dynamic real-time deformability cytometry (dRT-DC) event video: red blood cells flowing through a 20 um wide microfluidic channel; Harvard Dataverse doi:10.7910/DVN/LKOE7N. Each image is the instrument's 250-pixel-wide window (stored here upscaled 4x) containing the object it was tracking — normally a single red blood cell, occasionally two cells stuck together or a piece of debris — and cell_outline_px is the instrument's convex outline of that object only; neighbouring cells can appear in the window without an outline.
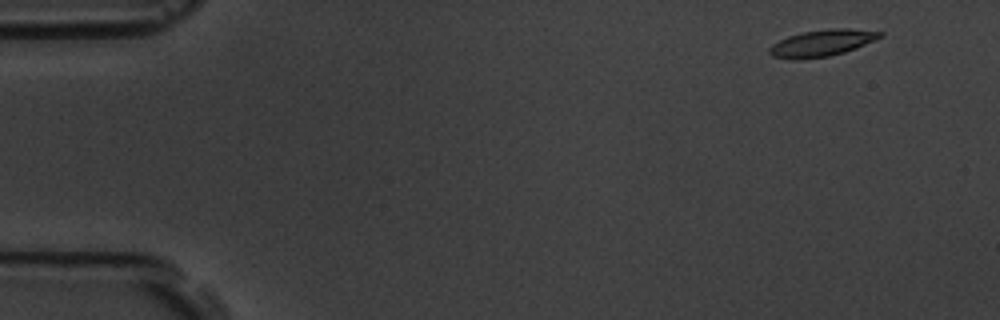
{"species": "common noctule bat (a hibernating species)", "species_latin": "Nyctalus noctula", "temperature_condition": "room temperature", "stored_images_in_passage": 8, "camera_frame_rate_fps": 3000, "um_per_image_px": 0.085, "animal": {"sex": "male", "body_mass_g": 19.5, "forearm_length_mm": 54.6}, "frame": {"image": 1, "passage_image": 1, "time_ms": 0.0, "image_size_px": [1000, 320], "cell_outline_px": [[884, 36], [876, 40], [856, 48], [844, 52], [828, 56], [800, 60], [792, 60], [772, 56], [768, 52], [768, 48], [772, 44], [788, 36], [804, 32], [828, 28], [848, 28], [884, 32]], "centroid_in_image_um": [69.87, 3.66], "position_along_channel_um": 15.1, "area_um2": 17.34}}
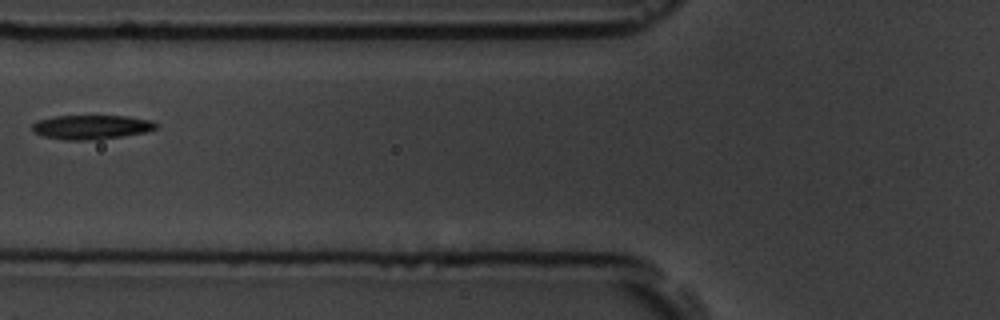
{"frame": {"image": 2, "passage_image": 6, "time_ms": 6.0, "image_size_px": [1000, 320], "cell_outline_px": [[160, 124], [156, 128], [144, 132], [100, 140], [64, 140], [44, 136], [32, 132], [32, 124], [36, 120], [56, 116], [128, 116], [152, 120]], "centroid_in_image_um": [7.76, 10.8], "position_along_channel_um": 118.0, "area_um2": 17.69}}
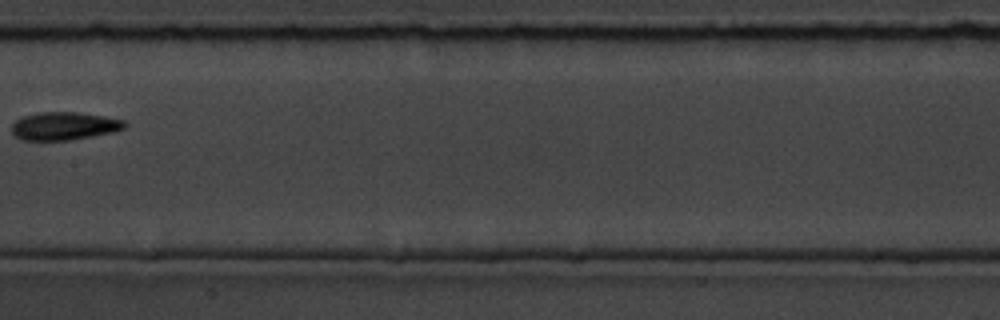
{"frame": {"image": 3, "passage_image": 8, "time_ms": 8.333, "image_size_px": [1000, 320], "cell_outline_px": [[128, 124], [124, 128], [112, 132], [72, 140], [24, 140], [16, 136], [12, 132], [12, 124], [16, 120], [24, 116], [40, 112], [76, 112], [104, 116], [124, 120]], "centroid_in_image_um": [5.47, 10.71], "position_along_channel_um": 201.9, "area_um2": 18.32}}